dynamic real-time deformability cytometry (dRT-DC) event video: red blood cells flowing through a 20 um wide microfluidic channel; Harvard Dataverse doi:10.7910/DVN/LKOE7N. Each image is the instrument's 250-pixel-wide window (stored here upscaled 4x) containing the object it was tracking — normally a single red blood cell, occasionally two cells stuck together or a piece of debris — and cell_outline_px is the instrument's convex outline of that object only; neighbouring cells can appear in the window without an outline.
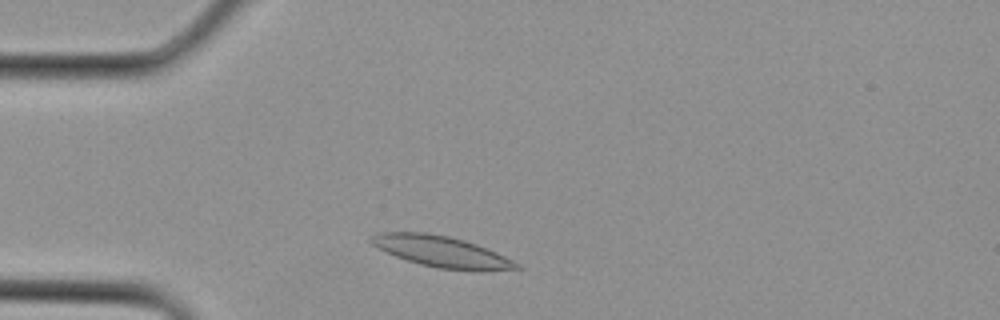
{"species": "Egyptian fruit bat (a non-hibernating species)", "species_latin": "Rousettus aegyptiacus", "temperature_condition": "cold", "stored_images_in_passage": 1, "camera_frame_rate_fps": 3000, "um_per_image_px": 0.085, "animal": {"sex": "female"}, "frame": {"image": 1, "passage_image": 1, "time_ms": 0.0, "image_size_px": [1000, 320], "cell_outline_px": [[524, 268], [484, 272], [476, 272], [440, 268], [420, 264], [396, 256], [372, 244], [368, 240], [368, 236], [376, 232], [428, 232], [448, 236], [464, 240], [476, 244], [496, 252], [520, 264]], "centroid_in_image_um": [37.56, 21.39], "position_along_channel_um": 47.4, "area_um2": 26.59}}